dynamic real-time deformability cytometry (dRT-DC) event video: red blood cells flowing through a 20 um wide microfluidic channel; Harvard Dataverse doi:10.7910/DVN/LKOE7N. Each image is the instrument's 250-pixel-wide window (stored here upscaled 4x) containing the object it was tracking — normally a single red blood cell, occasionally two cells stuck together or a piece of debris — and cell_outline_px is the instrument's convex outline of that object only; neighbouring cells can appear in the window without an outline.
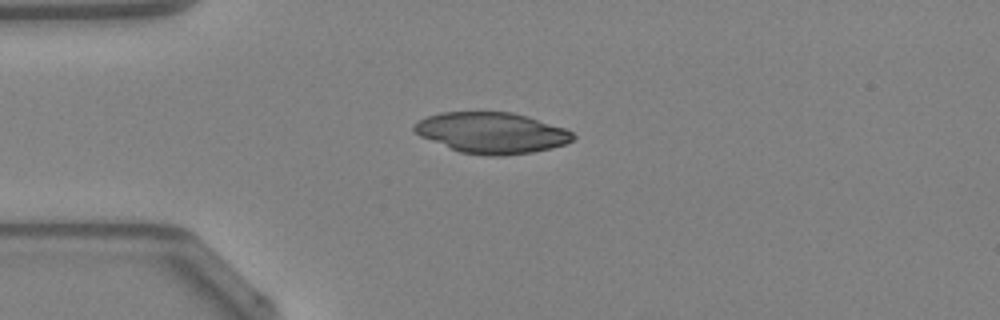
{"species": "Egyptian fruit bat (a non-hibernating species)", "species_latin": "Rousettus aegyptiacus", "temperature_condition": "warm", "stored_images_in_passage": 36, "camera_frame_rate_fps": 3000, "um_per_image_px": 0.085, "animal": {"sex": "female"}, "frame": {"image": 1, "passage_image": 1, "time_ms": 0.0, "image_size_px": [1000, 320], "cell_outline_px": [[576, 136], [572, 140], [564, 144], [552, 148], [532, 152], [500, 156], [492, 156], [460, 152], [420, 136], [412, 128], [420, 120], [428, 116], [444, 112], [512, 112], [528, 116], [564, 128], [572, 132]], "centroid_in_image_um": [41.82, 11.29], "position_along_channel_um": 43.2, "area_um2": 37.51}}